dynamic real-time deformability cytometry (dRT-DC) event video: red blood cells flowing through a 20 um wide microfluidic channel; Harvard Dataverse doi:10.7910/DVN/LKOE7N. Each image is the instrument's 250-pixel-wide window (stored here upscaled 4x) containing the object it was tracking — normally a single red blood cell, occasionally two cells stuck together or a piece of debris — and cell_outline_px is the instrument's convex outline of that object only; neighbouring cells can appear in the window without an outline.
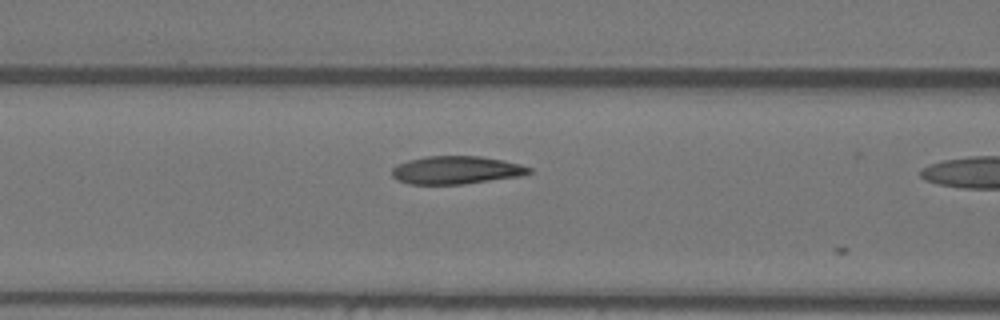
{"species": "Egyptian fruit bat (a non-hibernating species)", "species_latin": "Rousettus aegyptiacus", "temperature_condition": "warm", "stored_images_in_passage": 5, "camera_frame_rate_fps": 3000, "um_per_image_px": 0.085, "animal": {"sex": "female"}, "frame": {"image": 1, "passage_image": 4, "time_ms": 1.0, "image_size_px": [1000, 320], "cell_outline_px": [[532, 172], [520, 176], [464, 184], [408, 184], [396, 180], [392, 176], [392, 168], [396, 164], [408, 160], [424, 156], [480, 156], [520, 164], [532, 168]], "centroid_in_image_um": [38.73, 14.46], "position_along_channel_um": 127.9, "area_um2": 22.43}}